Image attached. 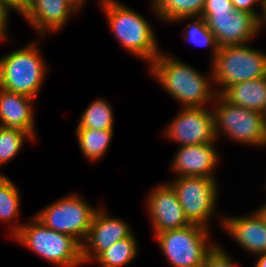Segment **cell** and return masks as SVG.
I'll list each match as a JSON object with an SVG mask.
<instances>
[{
	"mask_svg": "<svg viewBox=\"0 0 266 267\" xmlns=\"http://www.w3.org/2000/svg\"><path fill=\"white\" fill-rule=\"evenodd\" d=\"M148 73L181 107H211L218 93L209 75L163 51L149 65Z\"/></svg>",
	"mask_w": 266,
	"mask_h": 267,
	"instance_id": "obj_1",
	"label": "cell"
},
{
	"mask_svg": "<svg viewBox=\"0 0 266 267\" xmlns=\"http://www.w3.org/2000/svg\"><path fill=\"white\" fill-rule=\"evenodd\" d=\"M109 29L120 45L148 66L162 51L150 22L135 9L118 0H99Z\"/></svg>",
	"mask_w": 266,
	"mask_h": 267,
	"instance_id": "obj_2",
	"label": "cell"
},
{
	"mask_svg": "<svg viewBox=\"0 0 266 267\" xmlns=\"http://www.w3.org/2000/svg\"><path fill=\"white\" fill-rule=\"evenodd\" d=\"M38 41H30L0 57V87L6 91L36 99L41 92L48 69Z\"/></svg>",
	"mask_w": 266,
	"mask_h": 267,
	"instance_id": "obj_3",
	"label": "cell"
},
{
	"mask_svg": "<svg viewBox=\"0 0 266 267\" xmlns=\"http://www.w3.org/2000/svg\"><path fill=\"white\" fill-rule=\"evenodd\" d=\"M12 237L24 248L58 267L83 266L82 245L70 235L44 226L34 216Z\"/></svg>",
	"mask_w": 266,
	"mask_h": 267,
	"instance_id": "obj_4",
	"label": "cell"
},
{
	"mask_svg": "<svg viewBox=\"0 0 266 267\" xmlns=\"http://www.w3.org/2000/svg\"><path fill=\"white\" fill-rule=\"evenodd\" d=\"M247 44L218 47L210 67L219 95L234 84L266 76V53Z\"/></svg>",
	"mask_w": 266,
	"mask_h": 267,
	"instance_id": "obj_5",
	"label": "cell"
},
{
	"mask_svg": "<svg viewBox=\"0 0 266 267\" xmlns=\"http://www.w3.org/2000/svg\"><path fill=\"white\" fill-rule=\"evenodd\" d=\"M211 107L218 141L224 135L223 137L235 143L266 147V124L263 113L234 105L219 94Z\"/></svg>",
	"mask_w": 266,
	"mask_h": 267,
	"instance_id": "obj_6",
	"label": "cell"
},
{
	"mask_svg": "<svg viewBox=\"0 0 266 267\" xmlns=\"http://www.w3.org/2000/svg\"><path fill=\"white\" fill-rule=\"evenodd\" d=\"M210 231L204 226L190 224L153 236L172 267H201L206 256L218 244L216 240L213 242Z\"/></svg>",
	"mask_w": 266,
	"mask_h": 267,
	"instance_id": "obj_7",
	"label": "cell"
},
{
	"mask_svg": "<svg viewBox=\"0 0 266 267\" xmlns=\"http://www.w3.org/2000/svg\"><path fill=\"white\" fill-rule=\"evenodd\" d=\"M49 204L34 217L49 229L70 235L82 245L101 203L94 207L73 192Z\"/></svg>",
	"mask_w": 266,
	"mask_h": 267,
	"instance_id": "obj_8",
	"label": "cell"
},
{
	"mask_svg": "<svg viewBox=\"0 0 266 267\" xmlns=\"http://www.w3.org/2000/svg\"><path fill=\"white\" fill-rule=\"evenodd\" d=\"M175 190L184 214L191 224L210 229L216 211L219 186L216 178L201 176L174 177L167 181Z\"/></svg>",
	"mask_w": 266,
	"mask_h": 267,
	"instance_id": "obj_9",
	"label": "cell"
},
{
	"mask_svg": "<svg viewBox=\"0 0 266 267\" xmlns=\"http://www.w3.org/2000/svg\"><path fill=\"white\" fill-rule=\"evenodd\" d=\"M162 134L179 146L218 141L212 107H181Z\"/></svg>",
	"mask_w": 266,
	"mask_h": 267,
	"instance_id": "obj_10",
	"label": "cell"
},
{
	"mask_svg": "<svg viewBox=\"0 0 266 267\" xmlns=\"http://www.w3.org/2000/svg\"><path fill=\"white\" fill-rule=\"evenodd\" d=\"M218 47L250 43L259 32L257 17L245 11L202 13Z\"/></svg>",
	"mask_w": 266,
	"mask_h": 267,
	"instance_id": "obj_11",
	"label": "cell"
},
{
	"mask_svg": "<svg viewBox=\"0 0 266 267\" xmlns=\"http://www.w3.org/2000/svg\"><path fill=\"white\" fill-rule=\"evenodd\" d=\"M145 202L153 235L166 230L181 229L191 224L184 214L175 190L168 182L154 186L146 195Z\"/></svg>",
	"mask_w": 266,
	"mask_h": 267,
	"instance_id": "obj_12",
	"label": "cell"
},
{
	"mask_svg": "<svg viewBox=\"0 0 266 267\" xmlns=\"http://www.w3.org/2000/svg\"><path fill=\"white\" fill-rule=\"evenodd\" d=\"M132 233V228L126 221L110 216L106 207L101 205L93 217L88 235L82 244L83 263L94 262L103 251Z\"/></svg>",
	"mask_w": 266,
	"mask_h": 267,
	"instance_id": "obj_13",
	"label": "cell"
},
{
	"mask_svg": "<svg viewBox=\"0 0 266 267\" xmlns=\"http://www.w3.org/2000/svg\"><path fill=\"white\" fill-rule=\"evenodd\" d=\"M217 141L179 146L170 165L176 177L201 176L215 178L214 170L220 164Z\"/></svg>",
	"mask_w": 266,
	"mask_h": 267,
	"instance_id": "obj_14",
	"label": "cell"
},
{
	"mask_svg": "<svg viewBox=\"0 0 266 267\" xmlns=\"http://www.w3.org/2000/svg\"><path fill=\"white\" fill-rule=\"evenodd\" d=\"M74 14L78 12L67 0H31L19 13L36 31L38 38L60 32Z\"/></svg>",
	"mask_w": 266,
	"mask_h": 267,
	"instance_id": "obj_15",
	"label": "cell"
},
{
	"mask_svg": "<svg viewBox=\"0 0 266 267\" xmlns=\"http://www.w3.org/2000/svg\"><path fill=\"white\" fill-rule=\"evenodd\" d=\"M221 228L247 253L258 255L266 252V222L254 209L241 216H218Z\"/></svg>",
	"mask_w": 266,
	"mask_h": 267,
	"instance_id": "obj_16",
	"label": "cell"
},
{
	"mask_svg": "<svg viewBox=\"0 0 266 267\" xmlns=\"http://www.w3.org/2000/svg\"><path fill=\"white\" fill-rule=\"evenodd\" d=\"M35 102L34 98L0 87V126L29 132L36 139Z\"/></svg>",
	"mask_w": 266,
	"mask_h": 267,
	"instance_id": "obj_17",
	"label": "cell"
},
{
	"mask_svg": "<svg viewBox=\"0 0 266 267\" xmlns=\"http://www.w3.org/2000/svg\"><path fill=\"white\" fill-rule=\"evenodd\" d=\"M221 95L234 105L264 113L266 109V76L234 84Z\"/></svg>",
	"mask_w": 266,
	"mask_h": 267,
	"instance_id": "obj_18",
	"label": "cell"
},
{
	"mask_svg": "<svg viewBox=\"0 0 266 267\" xmlns=\"http://www.w3.org/2000/svg\"><path fill=\"white\" fill-rule=\"evenodd\" d=\"M113 134L114 130L75 129L80 151L89 162H97L103 159L106 153H108Z\"/></svg>",
	"mask_w": 266,
	"mask_h": 267,
	"instance_id": "obj_19",
	"label": "cell"
},
{
	"mask_svg": "<svg viewBox=\"0 0 266 267\" xmlns=\"http://www.w3.org/2000/svg\"><path fill=\"white\" fill-rule=\"evenodd\" d=\"M21 195L19 188L7 175L0 181V222L6 223L9 237H13L22 227L23 223L16 221L20 212ZM15 222V223H14ZM18 223V224H17Z\"/></svg>",
	"mask_w": 266,
	"mask_h": 267,
	"instance_id": "obj_20",
	"label": "cell"
},
{
	"mask_svg": "<svg viewBox=\"0 0 266 267\" xmlns=\"http://www.w3.org/2000/svg\"><path fill=\"white\" fill-rule=\"evenodd\" d=\"M205 0H150L155 17L173 23L183 16H201Z\"/></svg>",
	"mask_w": 266,
	"mask_h": 267,
	"instance_id": "obj_21",
	"label": "cell"
},
{
	"mask_svg": "<svg viewBox=\"0 0 266 267\" xmlns=\"http://www.w3.org/2000/svg\"><path fill=\"white\" fill-rule=\"evenodd\" d=\"M139 243L134 232L127 238L114 243L94 261L101 267H126L139 253Z\"/></svg>",
	"mask_w": 266,
	"mask_h": 267,
	"instance_id": "obj_22",
	"label": "cell"
},
{
	"mask_svg": "<svg viewBox=\"0 0 266 267\" xmlns=\"http://www.w3.org/2000/svg\"><path fill=\"white\" fill-rule=\"evenodd\" d=\"M114 109L105 98H95L84 109L76 128L114 130Z\"/></svg>",
	"mask_w": 266,
	"mask_h": 267,
	"instance_id": "obj_23",
	"label": "cell"
},
{
	"mask_svg": "<svg viewBox=\"0 0 266 267\" xmlns=\"http://www.w3.org/2000/svg\"><path fill=\"white\" fill-rule=\"evenodd\" d=\"M189 19L192 20L191 23L184 26V29L182 31L184 41L200 47L208 46V48H210L209 51H211V58L209 59H211L212 62L217 54L218 46L216 44L214 35L209 30L204 18L202 16H183L179 19H176L173 23H180V21L185 20L189 21Z\"/></svg>",
	"mask_w": 266,
	"mask_h": 267,
	"instance_id": "obj_24",
	"label": "cell"
},
{
	"mask_svg": "<svg viewBox=\"0 0 266 267\" xmlns=\"http://www.w3.org/2000/svg\"><path fill=\"white\" fill-rule=\"evenodd\" d=\"M26 141L34 142L35 138L29 132L0 126V167L18 155Z\"/></svg>",
	"mask_w": 266,
	"mask_h": 267,
	"instance_id": "obj_25",
	"label": "cell"
},
{
	"mask_svg": "<svg viewBox=\"0 0 266 267\" xmlns=\"http://www.w3.org/2000/svg\"><path fill=\"white\" fill-rule=\"evenodd\" d=\"M226 252L222 245L217 244L215 248L206 256L201 267H238L237 262Z\"/></svg>",
	"mask_w": 266,
	"mask_h": 267,
	"instance_id": "obj_26",
	"label": "cell"
},
{
	"mask_svg": "<svg viewBox=\"0 0 266 267\" xmlns=\"http://www.w3.org/2000/svg\"><path fill=\"white\" fill-rule=\"evenodd\" d=\"M10 11H16L10 4L4 0H0V42H7L10 39L8 22L10 19ZM7 40V41H6Z\"/></svg>",
	"mask_w": 266,
	"mask_h": 267,
	"instance_id": "obj_27",
	"label": "cell"
},
{
	"mask_svg": "<svg viewBox=\"0 0 266 267\" xmlns=\"http://www.w3.org/2000/svg\"><path fill=\"white\" fill-rule=\"evenodd\" d=\"M234 10L231 0H205L202 13H227Z\"/></svg>",
	"mask_w": 266,
	"mask_h": 267,
	"instance_id": "obj_28",
	"label": "cell"
},
{
	"mask_svg": "<svg viewBox=\"0 0 266 267\" xmlns=\"http://www.w3.org/2000/svg\"><path fill=\"white\" fill-rule=\"evenodd\" d=\"M235 10L245 11L254 14L256 17L259 11L255 10L256 6L261 7L262 0H231ZM256 5V6H255Z\"/></svg>",
	"mask_w": 266,
	"mask_h": 267,
	"instance_id": "obj_29",
	"label": "cell"
},
{
	"mask_svg": "<svg viewBox=\"0 0 266 267\" xmlns=\"http://www.w3.org/2000/svg\"><path fill=\"white\" fill-rule=\"evenodd\" d=\"M260 12L257 17V25L259 32L262 30V28L266 27V0H262Z\"/></svg>",
	"mask_w": 266,
	"mask_h": 267,
	"instance_id": "obj_30",
	"label": "cell"
},
{
	"mask_svg": "<svg viewBox=\"0 0 266 267\" xmlns=\"http://www.w3.org/2000/svg\"><path fill=\"white\" fill-rule=\"evenodd\" d=\"M31 0H14V9L19 14Z\"/></svg>",
	"mask_w": 266,
	"mask_h": 267,
	"instance_id": "obj_31",
	"label": "cell"
},
{
	"mask_svg": "<svg viewBox=\"0 0 266 267\" xmlns=\"http://www.w3.org/2000/svg\"><path fill=\"white\" fill-rule=\"evenodd\" d=\"M72 7L79 13L81 9L85 6L84 3H87V0H67Z\"/></svg>",
	"mask_w": 266,
	"mask_h": 267,
	"instance_id": "obj_32",
	"label": "cell"
},
{
	"mask_svg": "<svg viewBox=\"0 0 266 267\" xmlns=\"http://www.w3.org/2000/svg\"><path fill=\"white\" fill-rule=\"evenodd\" d=\"M257 260L254 267H266V252L256 255Z\"/></svg>",
	"mask_w": 266,
	"mask_h": 267,
	"instance_id": "obj_33",
	"label": "cell"
},
{
	"mask_svg": "<svg viewBox=\"0 0 266 267\" xmlns=\"http://www.w3.org/2000/svg\"><path fill=\"white\" fill-rule=\"evenodd\" d=\"M256 211L259 213V215L266 222V202L263 203L261 206H258V208L256 209Z\"/></svg>",
	"mask_w": 266,
	"mask_h": 267,
	"instance_id": "obj_34",
	"label": "cell"
},
{
	"mask_svg": "<svg viewBox=\"0 0 266 267\" xmlns=\"http://www.w3.org/2000/svg\"><path fill=\"white\" fill-rule=\"evenodd\" d=\"M14 8V0H4Z\"/></svg>",
	"mask_w": 266,
	"mask_h": 267,
	"instance_id": "obj_35",
	"label": "cell"
},
{
	"mask_svg": "<svg viewBox=\"0 0 266 267\" xmlns=\"http://www.w3.org/2000/svg\"><path fill=\"white\" fill-rule=\"evenodd\" d=\"M6 175L0 173V181L5 177Z\"/></svg>",
	"mask_w": 266,
	"mask_h": 267,
	"instance_id": "obj_36",
	"label": "cell"
},
{
	"mask_svg": "<svg viewBox=\"0 0 266 267\" xmlns=\"http://www.w3.org/2000/svg\"><path fill=\"white\" fill-rule=\"evenodd\" d=\"M263 115H264L265 124H266V109H265V111H264Z\"/></svg>",
	"mask_w": 266,
	"mask_h": 267,
	"instance_id": "obj_37",
	"label": "cell"
}]
</instances>
